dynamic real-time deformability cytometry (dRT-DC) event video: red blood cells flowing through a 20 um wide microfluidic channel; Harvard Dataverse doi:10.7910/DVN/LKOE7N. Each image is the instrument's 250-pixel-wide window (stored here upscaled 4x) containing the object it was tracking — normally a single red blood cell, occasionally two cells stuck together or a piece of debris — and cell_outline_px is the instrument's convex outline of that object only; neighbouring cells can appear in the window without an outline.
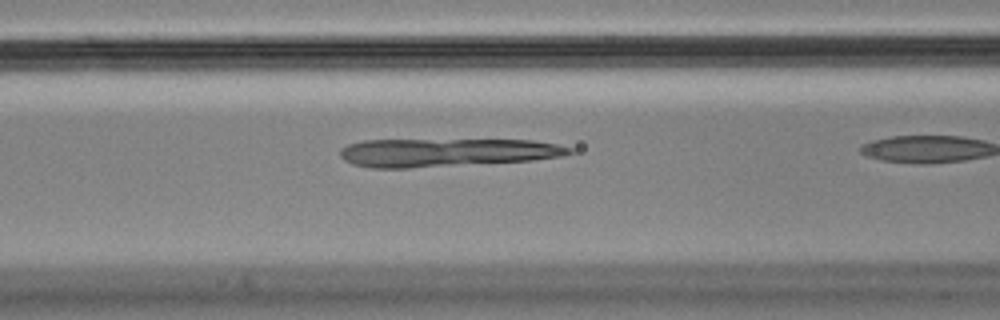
{"species": "Egyptian fruit bat (a non-hibernating species)", "species_latin": "Rousettus aegyptiacus", "temperature_condition": "cold", "stored_images_in_passage": 30, "camera_frame_rate_fps": 3000, "um_per_image_px": 0.085, "animal": {"sex": "male"}, "frame": {"image": 1, "passage_image": 9, "time_ms": 2.667, "image_size_px": [1000, 320], "cell_outline_px": [[576, 152], [560, 156], [532, 160], [408, 168], [368, 168], [352, 164], [344, 160], [340, 156], [340, 148], [348, 144], [364, 140], [532, 140], [556, 144], [572, 148]], "centroid_in_image_um": [37.9, 12.96], "position_along_channel_um": 128.7, "area_um2": 37.74}}